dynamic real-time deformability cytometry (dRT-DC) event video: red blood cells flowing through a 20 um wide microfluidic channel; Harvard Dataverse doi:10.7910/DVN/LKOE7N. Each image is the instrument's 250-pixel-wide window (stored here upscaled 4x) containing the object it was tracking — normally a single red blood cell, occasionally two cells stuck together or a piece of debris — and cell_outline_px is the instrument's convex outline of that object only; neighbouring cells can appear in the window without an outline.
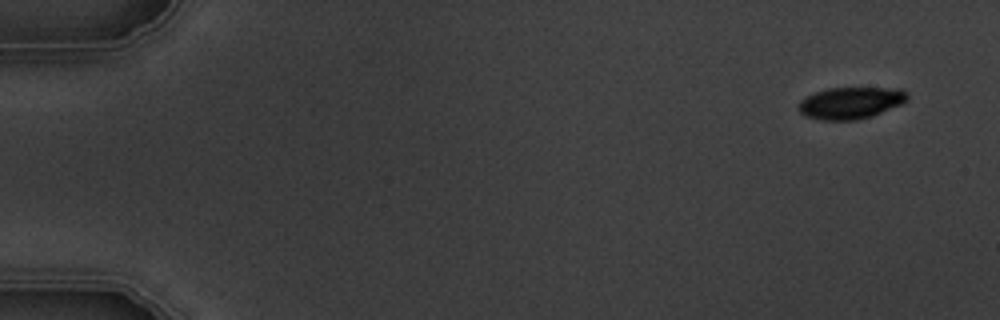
{"species": "common noctule bat (a hibernating species)", "species_latin": "Nyctalus noctula", "temperature_condition": "warm", "stored_images_in_passage": 5, "camera_frame_rate_fps": 3000, "um_per_image_px": 0.085, "animal": {"sex": "male", "body_mass_g": 19.5, "forearm_length_mm": 54.6}, "frame": {"image": 1, "passage_image": 1, "time_ms": 0.0, "image_size_px": [1000, 320], "cell_outline_px": [[908, 100], [904, 104], [872, 116], [856, 120], [820, 120], [804, 116], [800, 112], [800, 100], [816, 92], [828, 88], [900, 88], [908, 92]], "centroid_in_image_um": [72.37, 8.75], "position_along_channel_um": 12.6, "area_um2": 20.29}}
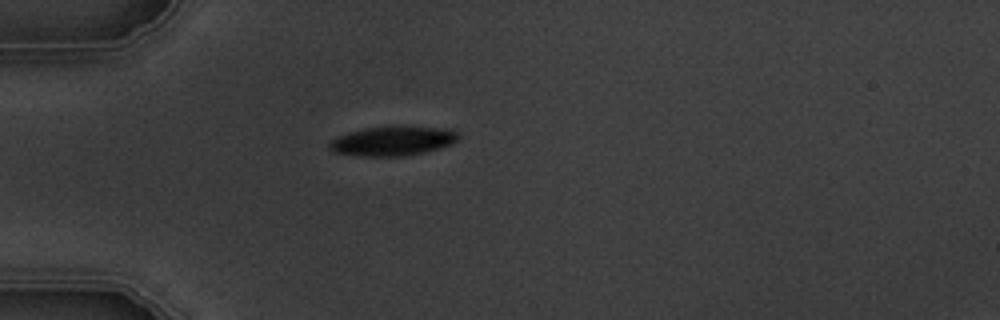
{"frame": {"image": 2, "passage_image": 4, "time_ms": 4.333, "image_size_px": [1000, 320], "cell_outline_px": [[460, 136], [456, 140], [448, 144], [424, 152], [404, 156], [360, 156], [336, 152], [328, 148], [328, 144], [332, 140], [348, 132], [364, 128], [444, 128], [456, 132]], "centroid_in_image_um": [33.31, 12.01], "position_along_channel_um": 51.7, "area_um2": 21.1}}